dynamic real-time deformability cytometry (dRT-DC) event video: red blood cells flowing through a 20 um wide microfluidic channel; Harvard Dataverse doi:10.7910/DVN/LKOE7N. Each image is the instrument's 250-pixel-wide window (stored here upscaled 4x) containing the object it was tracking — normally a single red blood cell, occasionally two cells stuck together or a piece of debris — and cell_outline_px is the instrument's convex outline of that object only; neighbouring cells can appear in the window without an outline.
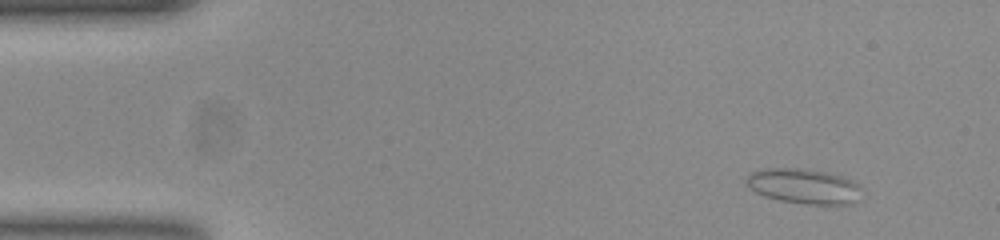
{"species": "common noctule bat (a hibernating species)", "species_latin": "Nyctalus noctula", "temperature_condition": "room temperature", "stored_images_in_passage": 52, "camera_frame_rate_fps": 3000, "um_per_image_px": 0.085, "animal": {"sex": "female", "body_mass_g": 23.0, "forearm_length_mm": 53.4}, "frame": {"image": 1, "passage_image": 5, "time_ms": 1.333, "image_size_px": [1000, 240], "cell_outline_px": [[860, 200], [848, 204], [808, 204], [780, 200], [764, 196], [756, 192], [744, 180], [752, 172], [764, 168], [804, 168], [828, 172], [852, 180], [860, 188]], "centroid_in_image_um": [68.33, 15.82], "position_along_channel_um": 16.7, "area_um2": 23.47}}
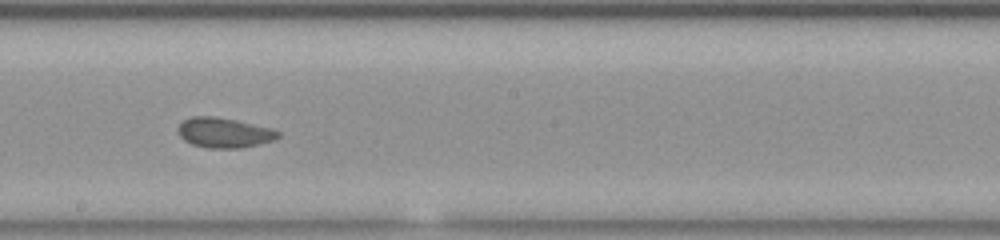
{"frame": {"image": 2, "passage_image": 29, "time_ms": 9.333, "image_size_px": [1000, 240], "cell_outline_px": [[280, 136], [272, 140], [240, 148], [208, 148], [192, 144], [184, 140], [180, 136], [176, 128], [184, 120], [192, 116], [216, 116], [236, 120], [272, 128], [280, 132]], "centroid_in_image_um": [19.02, 11.27], "position_along_channel_um": 229.2, "area_um2": 17.46}}
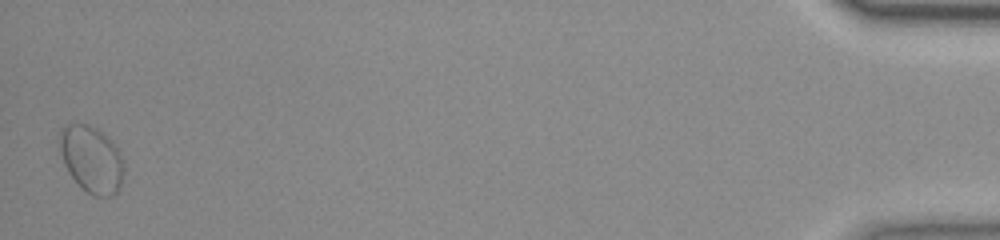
{"frame": {"image": 3, "passage_image": 52, "time_ms": 17.0, "image_size_px": [1000, 240], "cell_outline_px": [[124, 172], [120, 184], [116, 192], [112, 196], [92, 196], [68, 172], [64, 164], [60, 152], [60, 128], [68, 124], [88, 124], [96, 128], [108, 136], [112, 140], [120, 152], [124, 160]], "centroid_in_image_um": [7.8, 13.51], "position_along_channel_um": 427.4, "area_um2": 24.97}, "authors_computed_cell_mechanics": {"area_um2": 17.9469, "velocity_mm_per_s": 3.8491, "shape_relaxation_time_tau1_ms": 5.5798, "shape_relaxation_time_tau2_ms": 0.9589, "deformation_change_tau1": 0.0831, "deformation_change_tau2": 0.05}}